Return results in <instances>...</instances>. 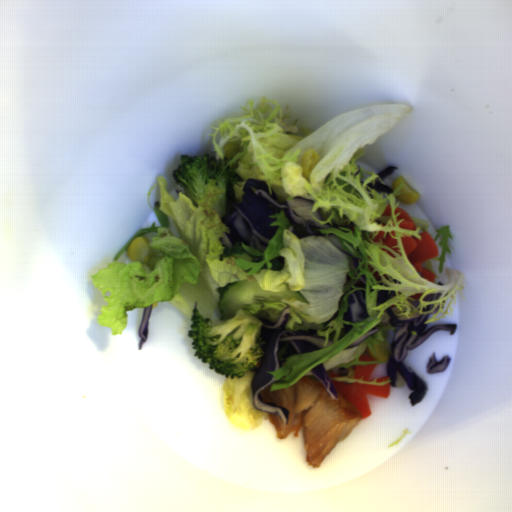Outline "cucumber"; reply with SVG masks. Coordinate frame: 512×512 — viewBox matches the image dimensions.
<instances>
[{
    "instance_id": "1",
    "label": "cucumber",
    "mask_w": 512,
    "mask_h": 512,
    "mask_svg": "<svg viewBox=\"0 0 512 512\" xmlns=\"http://www.w3.org/2000/svg\"><path fill=\"white\" fill-rule=\"evenodd\" d=\"M220 319L228 321L238 311H244L243 307L255 303H267L279 299L298 300L309 304L306 297L298 290L265 291L259 282L245 279L231 282L218 288Z\"/></svg>"
}]
</instances>
